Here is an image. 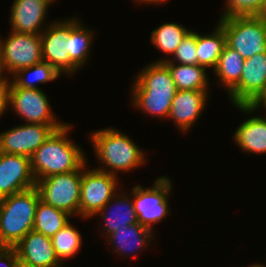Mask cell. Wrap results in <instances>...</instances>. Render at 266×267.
Instances as JSON below:
<instances>
[{"label": "cell", "mask_w": 266, "mask_h": 267, "mask_svg": "<svg viewBox=\"0 0 266 267\" xmlns=\"http://www.w3.org/2000/svg\"><path fill=\"white\" fill-rule=\"evenodd\" d=\"M90 138L95 156L104 165L97 167L101 171L117 176V172L131 171L145 162L143 150L117 129L97 130L91 133Z\"/></svg>", "instance_id": "3"}, {"label": "cell", "mask_w": 266, "mask_h": 267, "mask_svg": "<svg viewBox=\"0 0 266 267\" xmlns=\"http://www.w3.org/2000/svg\"><path fill=\"white\" fill-rule=\"evenodd\" d=\"M72 216L64 210L46 204L42 200L38 201L33 230L52 238L60 229H62Z\"/></svg>", "instance_id": "23"}, {"label": "cell", "mask_w": 266, "mask_h": 267, "mask_svg": "<svg viewBox=\"0 0 266 267\" xmlns=\"http://www.w3.org/2000/svg\"><path fill=\"white\" fill-rule=\"evenodd\" d=\"M44 29L40 34L43 61L53 66L60 74L71 76L79 69L69 58L71 19L55 21Z\"/></svg>", "instance_id": "10"}, {"label": "cell", "mask_w": 266, "mask_h": 267, "mask_svg": "<svg viewBox=\"0 0 266 267\" xmlns=\"http://www.w3.org/2000/svg\"><path fill=\"white\" fill-rule=\"evenodd\" d=\"M218 22L226 34V44L249 59L266 53V17L262 15L230 16Z\"/></svg>", "instance_id": "5"}, {"label": "cell", "mask_w": 266, "mask_h": 267, "mask_svg": "<svg viewBox=\"0 0 266 267\" xmlns=\"http://www.w3.org/2000/svg\"><path fill=\"white\" fill-rule=\"evenodd\" d=\"M168 67L177 90H208L209 80L205 67L163 61Z\"/></svg>", "instance_id": "22"}, {"label": "cell", "mask_w": 266, "mask_h": 267, "mask_svg": "<svg viewBox=\"0 0 266 267\" xmlns=\"http://www.w3.org/2000/svg\"><path fill=\"white\" fill-rule=\"evenodd\" d=\"M93 31L84 27L79 18L71 19V33L69 35V58L81 69L88 60L90 47L93 42Z\"/></svg>", "instance_id": "26"}, {"label": "cell", "mask_w": 266, "mask_h": 267, "mask_svg": "<svg viewBox=\"0 0 266 267\" xmlns=\"http://www.w3.org/2000/svg\"><path fill=\"white\" fill-rule=\"evenodd\" d=\"M152 232V230L142 226L140 223H136L118 229L106 238L108 239L107 242L115 246L112 247L114 253L118 252L121 256H125V253H127L126 255H131L133 251L132 253L137 254L135 252H138L139 248L141 251V248L145 249V247H148L149 242H151L150 240L154 238L152 237Z\"/></svg>", "instance_id": "19"}, {"label": "cell", "mask_w": 266, "mask_h": 267, "mask_svg": "<svg viewBox=\"0 0 266 267\" xmlns=\"http://www.w3.org/2000/svg\"><path fill=\"white\" fill-rule=\"evenodd\" d=\"M249 267H265V266H263V265H260L259 263L258 264H254V265H249Z\"/></svg>", "instance_id": "36"}, {"label": "cell", "mask_w": 266, "mask_h": 267, "mask_svg": "<svg viewBox=\"0 0 266 267\" xmlns=\"http://www.w3.org/2000/svg\"><path fill=\"white\" fill-rule=\"evenodd\" d=\"M86 166H82L79 215L92 218L117 193L119 184L117 176L96 168L85 170Z\"/></svg>", "instance_id": "8"}, {"label": "cell", "mask_w": 266, "mask_h": 267, "mask_svg": "<svg viewBox=\"0 0 266 267\" xmlns=\"http://www.w3.org/2000/svg\"><path fill=\"white\" fill-rule=\"evenodd\" d=\"M35 185L31 158L0 152V199Z\"/></svg>", "instance_id": "14"}, {"label": "cell", "mask_w": 266, "mask_h": 267, "mask_svg": "<svg viewBox=\"0 0 266 267\" xmlns=\"http://www.w3.org/2000/svg\"><path fill=\"white\" fill-rule=\"evenodd\" d=\"M51 240L55 253L61 263L64 259L73 257L82 245L81 234L71 225L70 221Z\"/></svg>", "instance_id": "28"}, {"label": "cell", "mask_w": 266, "mask_h": 267, "mask_svg": "<svg viewBox=\"0 0 266 267\" xmlns=\"http://www.w3.org/2000/svg\"><path fill=\"white\" fill-rule=\"evenodd\" d=\"M60 75L53 66L42 61L14 73L10 87L39 89L36 83H47L48 81L56 80Z\"/></svg>", "instance_id": "25"}, {"label": "cell", "mask_w": 266, "mask_h": 267, "mask_svg": "<svg viewBox=\"0 0 266 267\" xmlns=\"http://www.w3.org/2000/svg\"><path fill=\"white\" fill-rule=\"evenodd\" d=\"M208 90H178L172 101L168 118L181 132L189 131L207 104Z\"/></svg>", "instance_id": "17"}, {"label": "cell", "mask_w": 266, "mask_h": 267, "mask_svg": "<svg viewBox=\"0 0 266 267\" xmlns=\"http://www.w3.org/2000/svg\"><path fill=\"white\" fill-rule=\"evenodd\" d=\"M8 78L9 77H6V75L4 76L3 73H0V118L9 107V89L11 82Z\"/></svg>", "instance_id": "31"}, {"label": "cell", "mask_w": 266, "mask_h": 267, "mask_svg": "<svg viewBox=\"0 0 266 267\" xmlns=\"http://www.w3.org/2000/svg\"><path fill=\"white\" fill-rule=\"evenodd\" d=\"M15 267H34L28 264L23 263L22 261L18 260Z\"/></svg>", "instance_id": "35"}, {"label": "cell", "mask_w": 266, "mask_h": 267, "mask_svg": "<svg viewBox=\"0 0 266 267\" xmlns=\"http://www.w3.org/2000/svg\"><path fill=\"white\" fill-rule=\"evenodd\" d=\"M39 200L36 187L0 199V247L14 248L33 230Z\"/></svg>", "instance_id": "4"}, {"label": "cell", "mask_w": 266, "mask_h": 267, "mask_svg": "<svg viewBox=\"0 0 266 267\" xmlns=\"http://www.w3.org/2000/svg\"><path fill=\"white\" fill-rule=\"evenodd\" d=\"M82 167L36 181L40 200L72 215L79 216Z\"/></svg>", "instance_id": "6"}, {"label": "cell", "mask_w": 266, "mask_h": 267, "mask_svg": "<svg viewBox=\"0 0 266 267\" xmlns=\"http://www.w3.org/2000/svg\"><path fill=\"white\" fill-rule=\"evenodd\" d=\"M174 58L160 59L159 62L170 61L173 63L179 62V64L196 65L197 64V49H196V32L190 30L185 36L181 44L175 50L173 54Z\"/></svg>", "instance_id": "30"}, {"label": "cell", "mask_w": 266, "mask_h": 267, "mask_svg": "<svg viewBox=\"0 0 266 267\" xmlns=\"http://www.w3.org/2000/svg\"><path fill=\"white\" fill-rule=\"evenodd\" d=\"M266 91V53L245 59L240 82L228 93L233 105H250Z\"/></svg>", "instance_id": "13"}, {"label": "cell", "mask_w": 266, "mask_h": 267, "mask_svg": "<svg viewBox=\"0 0 266 267\" xmlns=\"http://www.w3.org/2000/svg\"><path fill=\"white\" fill-rule=\"evenodd\" d=\"M71 127L66 123L55 130L31 157V170L36 181L79 170L88 162L84 151L67 137Z\"/></svg>", "instance_id": "2"}, {"label": "cell", "mask_w": 266, "mask_h": 267, "mask_svg": "<svg viewBox=\"0 0 266 267\" xmlns=\"http://www.w3.org/2000/svg\"><path fill=\"white\" fill-rule=\"evenodd\" d=\"M18 260L15 248L0 247V267H15Z\"/></svg>", "instance_id": "32"}, {"label": "cell", "mask_w": 266, "mask_h": 267, "mask_svg": "<svg viewBox=\"0 0 266 267\" xmlns=\"http://www.w3.org/2000/svg\"><path fill=\"white\" fill-rule=\"evenodd\" d=\"M118 193L117 191L111 200L94 215L99 214L101 216L104 222L102 229H104L105 237L118 229L127 227V225L138 223L133 200L126 195L122 196V194ZM112 204L115 205L113 206Z\"/></svg>", "instance_id": "18"}, {"label": "cell", "mask_w": 266, "mask_h": 267, "mask_svg": "<svg viewBox=\"0 0 266 267\" xmlns=\"http://www.w3.org/2000/svg\"><path fill=\"white\" fill-rule=\"evenodd\" d=\"M262 16H265L266 17V0H265V6H264V11L262 13Z\"/></svg>", "instance_id": "37"}, {"label": "cell", "mask_w": 266, "mask_h": 267, "mask_svg": "<svg viewBox=\"0 0 266 267\" xmlns=\"http://www.w3.org/2000/svg\"><path fill=\"white\" fill-rule=\"evenodd\" d=\"M18 116L24 118L26 123L42 125H65L58 122L52 112L48 97L39 89H26L10 87L9 103Z\"/></svg>", "instance_id": "12"}, {"label": "cell", "mask_w": 266, "mask_h": 267, "mask_svg": "<svg viewBox=\"0 0 266 267\" xmlns=\"http://www.w3.org/2000/svg\"><path fill=\"white\" fill-rule=\"evenodd\" d=\"M6 39L1 40L0 73L13 75L43 61L40 35L11 31Z\"/></svg>", "instance_id": "7"}, {"label": "cell", "mask_w": 266, "mask_h": 267, "mask_svg": "<svg viewBox=\"0 0 266 267\" xmlns=\"http://www.w3.org/2000/svg\"><path fill=\"white\" fill-rule=\"evenodd\" d=\"M226 45V34L223 27L218 23L209 35L196 33L197 64L206 69H215L219 57Z\"/></svg>", "instance_id": "21"}, {"label": "cell", "mask_w": 266, "mask_h": 267, "mask_svg": "<svg viewBox=\"0 0 266 267\" xmlns=\"http://www.w3.org/2000/svg\"><path fill=\"white\" fill-rule=\"evenodd\" d=\"M64 125L21 124L0 133V152L31 158L55 131Z\"/></svg>", "instance_id": "11"}, {"label": "cell", "mask_w": 266, "mask_h": 267, "mask_svg": "<svg viewBox=\"0 0 266 267\" xmlns=\"http://www.w3.org/2000/svg\"><path fill=\"white\" fill-rule=\"evenodd\" d=\"M170 177H159L152 188L137 185L132 188L133 204L138 223L153 230L152 226L169 214L168 197L172 190Z\"/></svg>", "instance_id": "9"}, {"label": "cell", "mask_w": 266, "mask_h": 267, "mask_svg": "<svg viewBox=\"0 0 266 267\" xmlns=\"http://www.w3.org/2000/svg\"><path fill=\"white\" fill-rule=\"evenodd\" d=\"M244 62L245 60L237 51L227 44L224 46L213 71L215 76H218L221 85L227 88L228 93L240 82Z\"/></svg>", "instance_id": "24"}, {"label": "cell", "mask_w": 266, "mask_h": 267, "mask_svg": "<svg viewBox=\"0 0 266 267\" xmlns=\"http://www.w3.org/2000/svg\"><path fill=\"white\" fill-rule=\"evenodd\" d=\"M263 107L266 110V91H264L254 102L250 105H236V107L243 111L244 113H253L257 111L260 107Z\"/></svg>", "instance_id": "33"}, {"label": "cell", "mask_w": 266, "mask_h": 267, "mask_svg": "<svg viewBox=\"0 0 266 267\" xmlns=\"http://www.w3.org/2000/svg\"><path fill=\"white\" fill-rule=\"evenodd\" d=\"M135 2H138L139 4L141 3H146V4H162V2H166L167 0H134Z\"/></svg>", "instance_id": "34"}, {"label": "cell", "mask_w": 266, "mask_h": 267, "mask_svg": "<svg viewBox=\"0 0 266 267\" xmlns=\"http://www.w3.org/2000/svg\"><path fill=\"white\" fill-rule=\"evenodd\" d=\"M19 260L34 267H62L51 238L34 230L24 236L14 247Z\"/></svg>", "instance_id": "16"}, {"label": "cell", "mask_w": 266, "mask_h": 267, "mask_svg": "<svg viewBox=\"0 0 266 267\" xmlns=\"http://www.w3.org/2000/svg\"><path fill=\"white\" fill-rule=\"evenodd\" d=\"M131 98L135 108L153 117L165 119L176 92V85L163 62H152L136 76Z\"/></svg>", "instance_id": "1"}, {"label": "cell", "mask_w": 266, "mask_h": 267, "mask_svg": "<svg viewBox=\"0 0 266 267\" xmlns=\"http://www.w3.org/2000/svg\"><path fill=\"white\" fill-rule=\"evenodd\" d=\"M221 18L230 16L262 15L265 0H226Z\"/></svg>", "instance_id": "29"}, {"label": "cell", "mask_w": 266, "mask_h": 267, "mask_svg": "<svg viewBox=\"0 0 266 267\" xmlns=\"http://www.w3.org/2000/svg\"><path fill=\"white\" fill-rule=\"evenodd\" d=\"M233 139L241 151L253 154L266 153V118L251 116L245 119L236 129Z\"/></svg>", "instance_id": "20"}, {"label": "cell", "mask_w": 266, "mask_h": 267, "mask_svg": "<svg viewBox=\"0 0 266 267\" xmlns=\"http://www.w3.org/2000/svg\"><path fill=\"white\" fill-rule=\"evenodd\" d=\"M189 32V29L176 22L165 23L151 32V42L167 56L168 54L173 55Z\"/></svg>", "instance_id": "27"}, {"label": "cell", "mask_w": 266, "mask_h": 267, "mask_svg": "<svg viewBox=\"0 0 266 267\" xmlns=\"http://www.w3.org/2000/svg\"><path fill=\"white\" fill-rule=\"evenodd\" d=\"M51 3V0H14L10 12V31L40 35L44 31L41 27Z\"/></svg>", "instance_id": "15"}]
</instances>
